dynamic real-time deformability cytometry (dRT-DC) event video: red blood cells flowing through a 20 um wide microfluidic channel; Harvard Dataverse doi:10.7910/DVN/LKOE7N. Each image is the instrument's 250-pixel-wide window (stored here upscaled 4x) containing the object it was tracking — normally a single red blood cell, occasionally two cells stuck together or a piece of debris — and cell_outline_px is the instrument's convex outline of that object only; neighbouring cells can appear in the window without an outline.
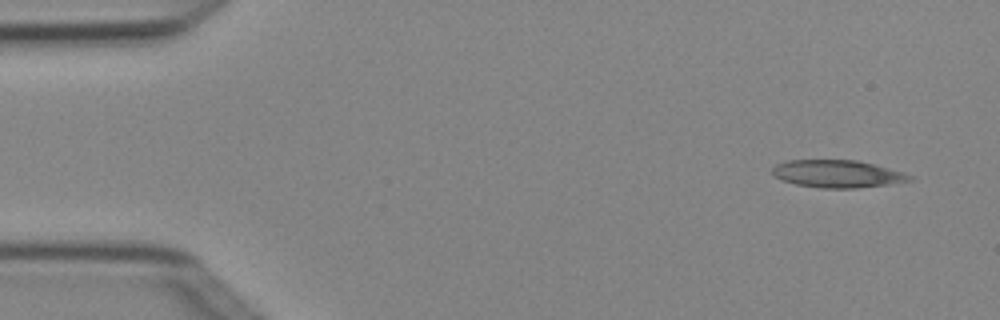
{"species": "Egyptian fruit bat (a non-hibernating species)", "species_latin": "Rousettus aegyptiacus", "temperature_condition": "cold", "stored_images_in_passage": 4, "camera_frame_rate_fps": 3000, "um_per_image_px": 0.085, "animal": {"sex": "female"}, "frame": {"image": 1, "passage_image": 1, "time_ms": 0.0, "image_size_px": [1000, 320], "cell_outline_px": [[916, 180], [888, 184], [856, 188], [820, 188], [796, 184], [784, 180], [776, 176], [772, 172], [772, 168], [776, 164], [784, 160], [860, 160], [876, 164], [904, 172], [916, 176]], "centroid_in_image_um": [71.26, 14.76], "position_along_channel_um": 13.7, "area_um2": 22.25}}
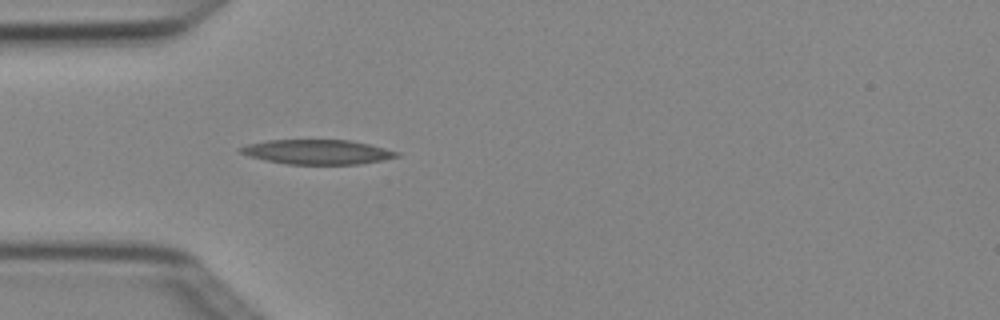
{"frame": {"image": 2, "passage_image": 4, "time_ms": 1.0, "image_size_px": [1000, 320], "cell_outline_px": [[400, 156], [360, 164], [288, 164], [264, 160], [240, 152], [236, 148], [248, 144], [268, 140], [352, 140], [400, 152]], "centroid_in_image_um": [26.97, 12.91], "position_along_channel_um": 58.0, "area_um2": 22.25}}